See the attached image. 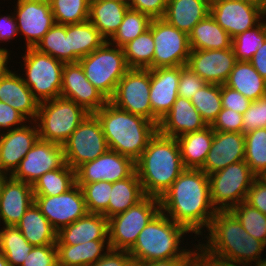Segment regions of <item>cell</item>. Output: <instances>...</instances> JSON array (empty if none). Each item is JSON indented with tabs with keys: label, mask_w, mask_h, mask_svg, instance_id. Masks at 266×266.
<instances>
[{
	"label": "cell",
	"mask_w": 266,
	"mask_h": 266,
	"mask_svg": "<svg viewBox=\"0 0 266 266\" xmlns=\"http://www.w3.org/2000/svg\"><path fill=\"white\" fill-rule=\"evenodd\" d=\"M152 19L140 11L128 8L122 23L115 34L108 40L112 45L123 47L128 42L149 29Z\"/></svg>",
	"instance_id": "60d3db41"
},
{
	"label": "cell",
	"mask_w": 266,
	"mask_h": 266,
	"mask_svg": "<svg viewBox=\"0 0 266 266\" xmlns=\"http://www.w3.org/2000/svg\"><path fill=\"white\" fill-rule=\"evenodd\" d=\"M211 0H168L163 19L189 35L210 14Z\"/></svg>",
	"instance_id": "83f0119b"
},
{
	"label": "cell",
	"mask_w": 266,
	"mask_h": 266,
	"mask_svg": "<svg viewBox=\"0 0 266 266\" xmlns=\"http://www.w3.org/2000/svg\"><path fill=\"white\" fill-rule=\"evenodd\" d=\"M56 245L34 246L21 266H56Z\"/></svg>",
	"instance_id": "f907efd6"
},
{
	"label": "cell",
	"mask_w": 266,
	"mask_h": 266,
	"mask_svg": "<svg viewBox=\"0 0 266 266\" xmlns=\"http://www.w3.org/2000/svg\"><path fill=\"white\" fill-rule=\"evenodd\" d=\"M245 202L266 215V179L256 177L247 192Z\"/></svg>",
	"instance_id": "11a10c76"
},
{
	"label": "cell",
	"mask_w": 266,
	"mask_h": 266,
	"mask_svg": "<svg viewBox=\"0 0 266 266\" xmlns=\"http://www.w3.org/2000/svg\"><path fill=\"white\" fill-rule=\"evenodd\" d=\"M245 162L256 177L266 175V128H258L244 134Z\"/></svg>",
	"instance_id": "ab89813d"
},
{
	"label": "cell",
	"mask_w": 266,
	"mask_h": 266,
	"mask_svg": "<svg viewBox=\"0 0 266 266\" xmlns=\"http://www.w3.org/2000/svg\"><path fill=\"white\" fill-rule=\"evenodd\" d=\"M64 164L65 158L61 144L38 139L11 176L33 185L46 172L59 169Z\"/></svg>",
	"instance_id": "e0dca14e"
},
{
	"label": "cell",
	"mask_w": 266,
	"mask_h": 266,
	"mask_svg": "<svg viewBox=\"0 0 266 266\" xmlns=\"http://www.w3.org/2000/svg\"><path fill=\"white\" fill-rule=\"evenodd\" d=\"M210 126L214 131L243 133V114L222 108Z\"/></svg>",
	"instance_id": "681fc988"
},
{
	"label": "cell",
	"mask_w": 266,
	"mask_h": 266,
	"mask_svg": "<svg viewBox=\"0 0 266 266\" xmlns=\"http://www.w3.org/2000/svg\"><path fill=\"white\" fill-rule=\"evenodd\" d=\"M60 97L74 101L90 114L96 113L108 102L86 78L79 62L65 63Z\"/></svg>",
	"instance_id": "d6986e66"
},
{
	"label": "cell",
	"mask_w": 266,
	"mask_h": 266,
	"mask_svg": "<svg viewBox=\"0 0 266 266\" xmlns=\"http://www.w3.org/2000/svg\"><path fill=\"white\" fill-rule=\"evenodd\" d=\"M38 139L35 121L0 133V172L5 176H11Z\"/></svg>",
	"instance_id": "44dd1931"
},
{
	"label": "cell",
	"mask_w": 266,
	"mask_h": 266,
	"mask_svg": "<svg viewBox=\"0 0 266 266\" xmlns=\"http://www.w3.org/2000/svg\"><path fill=\"white\" fill-rule=\"evenodd\" d=\"M112 1H119V2H124V3H129V0H112Z\"/></svg>",
	"instance_id": "89a4df30"
},
{
	"label": "cell",
	"mask_w": 266,
	"mask_h": 266,
	"mask_svg": "<svg viewBox=\"0 0 266 266\" xmlns=\"http://www.w3.org/2000/svg\"><path fill=\"white\" fill-rule=\"evenodd\" d=\"M136 171L135 161L108 149L95 160L83 163L76 169V184L107 181L116 182L130 177Z\"/></svg>",
	"instance_id": "2e32d148"
},
{
	"label": "cell",
	"mask_w": 266,
	"mask_h": 266,
	"mask_svg": "<svg viewBox=\"0 0 266 266\" xmlns=\"http://www.w3.org/2000/svg\"><path fill=\"white\" fill-rule=\"evenodd\" d=\"M33 203L31 184L4 176L0 184V226H16Z\"/></svg>",
	"instance_id": "603a6c76"
},
{
	"label": "cell",
	"mask_w": 266,
	"mask_h": 266,
	"mask_svg": "<svg viewBox=\"0 0 266 266\" xmlns=\"http://www.w3.org/2000/svg\"><path fill=\"white\" fill-rule=\"evenodd\" d=\"M206 122L190 99L178 96L170 111L159 121L158 132L177 138L184 134L204 129Z\"/></svg>",
	"instance_id": "d4e9b609"
},
{
	"label": "cell",
	"mask_w": 266,
	"mask_h": 266,
	"mask_svg": "<svg viewBox=\"0 0 266 266\" xmlns=\"http://www.w3.org/2000/svg\"><path fill=\"white\" fill-rule=\"evenodd\" d=\"M212 205L216 210H230L245 201L256 176L245 160L208 175Z\"/></svg>",
	"instance_id": "30bf717a"
},
{
	"label": "cell",
	"mask_w": 266,
	"mask_h": 266,
	"mask_svg": "<svg viewBox=\"0 0 266 266\" xmlns=\"http://www.w3.org/2000/svg\"><path fill=\"white\" fill-rule=\"evenodd\" d=\"M150 69H129L108 100L115 107L152 121Z\"/></svg>",
	"instance_id": "4fadbf2b"
},
{
	"label": "cell",
	"mask_w": 266,
	"mask_h": 266,
	"mask_svg": "<svg viewBox=\"0 0 266 266\" xmlns=\"http://www.w3.org/2000/svg\"><path fill=\"white\" fill-rule=\"evenodd\" d=\"M159 201L161 211L194 233L195 241L206 233L217 211L212 205L208 175L201 169H184Z\"/></svg>",
	"instance_id": "6da1fadb"
},
{
	"label": "cell",
	"mask_w": 266,
	"mask_h": 266,
	"mask_svg": "<svg viewBox=\"0 0 266 266\" xmlns=\"http://www.w3.org/2000/svg\"><path fill=\"white\" fill-rule=\"evenodd\" d=\"M179 80L180 66L150 69L152 122L157 126L178 98Z\"/></svg>",
	"instance_id": "7402d4cb"
},
{
	"label": "cell",
	"mask_w": 266,
	"mask_h": 266,
	"mask_svg": "<svg viewBox=\"0 0 266 266\" xmlns=\"http://www.w3.org/2000/svg\"><path fill=\"white\" fill-rule=\"evenodd\" d=\"M149 29L154 39L153 69L185 66L191 47L189 35L169 24L165 19H152Z\"/></svg>",
	"instance_id": "7c38bea8"
},
{
	"label": "cell",
	"mask_w": 266,
	"mask_h": 266,
	"mask_svg": "<svg viewBox=\"0 0 266 266\" xmlns=\"http://www.w3.org/2000/svg\"><path fill=\"white\" fill-rule=\"evenodd\" d=\"M262 5L241 1L211 0L210 15L233 39L261 22Z\"/></svg>",
	"instance_id": "ac0fdd59"
},
{
	"label": "cell",
	"mask_w": 266,
	"mask_h": 266,
	"mask_svg": "<svg viewBox=\"0 0 266 266\" xmlns=\"http://www.w3.org/2000/svg\"><path fill=\"white\" fill-rule=\"evenodd\" d=\"M4 176H5V175H3V174L0 172V184H1V182H2V180H3V178H4Z\"/></svg>",
	"instance_id": "2644e50d"
},
{
	"label": "cell",
	"mask_w": 266,
	"mask_h": 266,
	"mask_svg": "<svg viewBox=\"0 0 266 266\" xmlns=\"http://www.w3.org/2000/svg\"><path fill=\"white\" fill-rule=\"evenodd\" d=\"M129 5L112 0H91L88 20L108 41L122 23Z\"/></svg>",
	"instance_id": "f546056e"
},
{
	"label": "cell",
	"mask_w": 266,
	"mask_h": 266,
	"mask_svg": "<svg viewBox=\"0 0 266 266\" xmlns=\"http://www.w3.org/2000/svg\"><path fill=\"white\" fill-rule=\"evenodd\" d=\"M91 0H49L56 24H78L88 20Z\"/></svg>",
	"instance_id": "7bdbcfd3"
},
{
	"label": "cell",
	"mask_w": 266,
	"mask_h": 266,
	"mask_svg": "<svg viewBox=\"0 0 266 266\" xmlns=\"http://www.w3.org/2000/svg\"><path fill=\"white\" fill-rule=\"evenodd\" d=\"M17 36L18 26L13 12H10L9 14L5 13V15H0V43L11 42L10 40H14ZM0 49L5 50L9 55H11L10 53H12L6 47H0Z\"/></svg>",
	"instance_id": "680465c9"
},
{
	"label": "cell",
	"mask_w": 266,
	"mask_h": 266,
	"mask_svg": "<svg viewBox=\"0 0 266 266\" xmlns=\"http://www.w3.org/2000/svg\"><path fill=\"white\" fill-rule=\"evenodd\" d=\"M86 78L107 100L116 90L118 82L130 69L126 63L122 47L106 41L92 53L79 59Z\"/></svg>",
	"instance_id": "ba28073f"
},
{
	"label": "cell",
	"mask_w": 266,
	"mask_h": 266,
	"mask_svg": "<svg viewBox=\"0 0 266 266\" xmlns=\"http://www.w3.org/2000/svg\"><path fill=\"white\" fill-rule=\"evenodd\" d=\"M16 227L33 246L56 245L57 231L33 203Z\"/></svg>",
	"instance_id": "d6a6232c"
},
{
	"label": "cell",
	"mask_w": 266,
	"mask_h": 266,
	"mask_svg": "<svg viewBox=\"0 0 266 266\" xmlns=\"http://www.w3.org/2000/svg\"><path fill=\"white\" fill-rule=\"evenodd\" d=\"M94 115L101 124L108 148L134 161L158 131L154 122L121 110L109 101Z\"/></svg>",
	"instance_id": "5b68a950"
},
{
	"label": "cell",
	"mask_w": 266,
	"mask_h": 266,
	"mask_svg": "<svg viewBox=\"0 0 266 266\" xmlns=\"http://www.w3.org/2000/svg\"><path fill=\"white\" fill-rule=\"evenodd\" d=\"M225 85L251 101L258 100L266 94V80L249 61H237Z\"/></svg>",
	"instance_id": "e575fe53"
},
{
	"label": "cell",
	"mask_w": 266,
	"mask_h": 266,
	"mask_svg": "<svg viewBox=\"0 0 266 266\" xmlns=\"http://www.w3.org/2000/svg\"><path fill=\"white\" fill-rule=\"evenodd\" d=\"M189 233L193 236L186 227L175 223L160 210L139 233L134 246L128 252L134 263L191 258L199 245L192 243L187 249L181 246L185 244L183 241Z\"/></svg>",
	"instance_id": "277c9868"
},
{
	"label": "cell",
	"mask_w": 266,
	"mask_h": 266,
	"mask_svg": "<svg viewBox=\"0 0 266 266\" xmlns=\"http://www.w3.org/2000/svg\"><path fill=\"white\" fill-rule=\"evenodd\" d=\"M189 44L191 50L229 49L232 38L209 14L193 27Z\"/></svg>",
	"instance_id": "836d02e7"
},
{
	"label": "cell",
	"mask_w": 266,
	"mask_h": 266,
	"mask_svg": "<svg viewBox=\"0 0 266 266\" xmlns=\"http://www.w3.org/2000/svg\"><path fill=\"white\" fill-rule=\"evenodd\" d=\"M111 189L112 183L107 181H98L81 186L88 213L103 214L107 210Z\"/></svg>",
	"instance_id": "7dc6e473"
},
{
	"label": "cell",
	"mask_w": 266,
	"mask_h": 266,
	"mask_svg": "<svg viewBox=\"0 0 266 266\" xmlns=\"http://www.w3.org/2000/svg\"><path fill=\"white\" fill-rule=\"evenodd\" d=\"M62 147L65 163L74 170L109 149L101 124L94 114H89L80 123Z\"/></svg>",
	"instance_id": "8fae6325"
},
{
	"label": "cell",
	"mask_w": 266,
	"mask_h": 266,
	"mask_svg": "<svg viewBox=\"0 0 266 266\" xmlns=\"http://www.w3.org/2000/svg\"><path fill=\"white\" fill-rule=\"evenodd\" d=\"M254 266H266V258H261Z\"/></svg>",
	"instance_id": "a7ac6f4b"
},
{
	"label": "cell",
	"mask_w": 266,
	"mask_h": 266,
	"mask_svg": "<svg viewBox=\"0 0 266 266\" xmlns=\"http://www.w3.org/2000/svg\"><path fill=\"white\" fill-rule=\"evenodd\" d=\"M76 184V170L68 164L46 172L32 185L34 196H57L67 192Z\"/></svg>",
	"instance_id": "8d00e7d4"
},
{
	"label": "cell",
	"mask_w": 266,
	"mask_h": 266,
	"mask_svg": "<svg viewBox=\"0 0 266 266\" xmlns=\"http://www.w3.org/2000/svg\"><path fill=\"white\" fill-rule=\"evenodd\" d=\"M261 22L263 23L265 31H266V2L262 5Z\"/></svg>",
	"instance_id": "e7e4bbea"
},
{
	"label": "cell",
	"mask_w": 266,
	"mask_h": 266,
	"mask_svg": "<svg viewBox=\"0 0 266 266\" xmlns=\"http://www.w3.org/2000/svg\"><path fill=\"white\" fill-rule=\"evenodd\" d=\"M89 114L74 101L63 97L40 102L35 119L39 139L63 145Z\"/></svg>",
	"instance_id": "8992f818"
},
{
	"label": "cell",
	"mask_w": 266,
	"mask_h": 266,
	"mask_svg": "<svg viewBox=\"0 0 266 266\" xmlns=\"http://www.w3.org/2000/svg\"><path fill=\"white\" fill-rule=\"evenodd\" d=\"M265 40L266 31L262 22L235 36L232 47L237 61H250Z\"/></svg>",
	"instance_id": "bcb514c9"
},
{
	"label": "cell",
	"mask_w": 266,
	"mask_h": 266,
	"mask_svg": "<svg viewBox=\"0 0 266 266\" xmlns=\"http://www.w3.org/2000/svg\"><path fill=\"white\" fill-rule=\"evenodd\" d=\"M13 14L25 47H36L55 24L49 0H17Z\"/></svg>",
	"instance_id": "5bb4252c"
},
{
	"label": "cell",
	"mask_w": 266,
	"mask_h": 266,
	"mask_svg": "<svg viewBox=\"0 0 266 266\" xmlns=\"http://www.w3.org/2000/svg\"><path fill=\"white\" fill-rule=\"evenodd\" d=\"M258 128H266V94L252 101L243 114V134Z\"/></svg>",
	"instance_id": "c3c4849f"
},
{
	"label": "cell",
	"mask_w": 266,
	"mask_h": 266,
	"mask_svg": "<svg viewBox=\"0 0 266 266\" xmlns=\"http://www.w3.org/2000/svg\"><path fill=\"white\" fill-rule=\"evenodd\" d=\"M255 70L266 80V40L249 61Z\"/></svg>",
	"instance_id": "94428289"
},
{
	"label": "cell",
	"mask_w": 266,
	"mask_h": 266,
	"mask_svg": "<svg viewBox=\"0 0 266 266\" xmlns=\"http://www.w3.org/2000/svg\"><path fill=\"white\" fill-rule=\"evenodd\" d=\"M35 48L63 63H71V51H68V25L55 23Z\"/></svg>",
	"instance_id": "b9f144b4"
},
{
	"label": "cell",
	"mask_w": 266,
	"mask_h": 266,
	"mask_svg": "<svg viewBox=\"0 0 266 266\" xmlns=\"http://www.w3.org/2000/svg\"><path fill=\"white\" fill-rule=\"evenodd\" d=\"M0 266H10L1 251H0Z\"/></svg>",
	"instance_id": "003e7915"
},
{
	"label": "cell",
	"mask_w": 266,
	"mask_h": 266,
	"mask_svg": "<svg viewBox=\"0 0 266 266\" xmlns=\"http://www.w3.org/2000/svg\"><path fill=\"white\" fill-rule=\"evenodd\" d=\"M27 122L29 120L22 113L0 101V133L22 127Z\"/></svg>",
	"instance_id": "db71d44e"
},
{
	"label": "cell",
	"mask_w": 266,
	"mask_h": 266,
	"mask_svg": "<svg viewBox=\"0 0 266 266\" xmlns=\"http://www.w3.org/2000/svg\"><path fill=\"white\" fill-rule=\"evenodd\" d=\"M252 101L246 98L238 91L226 86L221 85V104L222 108H228L238 113L244 114L249 108Z\"/></svg>",
	"instance_id": "f5cc1de1"
},
{
	"label": "cell",
	"mask_w": 266,
	"mask_h": 266,
	"mask_svg": "<svg viewBox=\"0 0 266 266\" xmlns=\"http://www.w3.org/2000/svg\"><path fill=\"white\" fill-rule=\"evenodd\" d=\"M159 198L146 196L125 212L108 219V242L110 249L129 251L139 233L160 211Z\"/></svg>",
	"instance_id": "9c48e42d"
},
{
	"label": "cell",
	"mask_w": 266,
	"mask_h": 266,
	"mask_svg": "<svg viewBox=\"0 0 266 266\" xmlns=\"http://www.w3.org/2000/svg\"><path fill=\"white\" fill-rule=\"evenodd\" d=\"M21 56L23 64L20 66L25 72L21 76L34 97L39 102L60 97L65 63L35 47L25 48L24 55Z\"/></svg>",
	"instance_id": "52a82bcc"
},
{
	"label": "cell",
	"mask_w": 266,
	"mask_h": 266,
	"mask_svg": "<svg viewBox=\"0 0 266 266\" xmlns=\"http://www.w3.org/2000/svg\"><path fill=\"white\" fill-rule=\"evenodd\" d=\"M189 266H235L224 260L215 258L197 247L190 258Z\"/></svg>",
	"instance_id": "91938a15"
},
{
	"label": "cell",
	"mask_w": 266,
	"mask_h": 266,
	"mask_svg": "<svg viewBox=\"0 0 266 266\" xmlns=\"http://www.w3.org/2000/svg\"><path fill=\"white\" fill-rule=\"evenodd\" d=\"M237 62L233 47L229 49L191 50L186 66L206 83L222 85Z\"/></svg>",
	"instance_id": "ffe728a7"
},
{
	"label": "cell",
	"mask_w": 266,
	"mask_h": 266,
	"mask_svg": "<svg viewBox=\"0 0 266 266\" xmlns=\"http://www.w3.org/2000/svg\"><path fill=\"white\" fill-rule=\"evenodd\" d=\"M168 0H129V8L148 15L151 19L163 18Z\"/></svg>",
	"instance_id": "9f6ffc18"
},
{
	"label": "cell",
	"mask_w": 266,
	"mask_h": 266,
	"mask_svg": "<svg viewBox=\"0 0 266 266\" xmlns=\"http://www.w3.org/2000/svg\"><path fill=\"white\" fill-rule=\"evenodd\" d=\"M0 101L8 103L29 121H35L40 102L18 71L10 70L9 67L0 75Z\"/></svg>",
	"instance_id": "484cf974"
},
{
	"label": "cell",
	"mask_w": 266,
	"mask_h": 266,
	"mask_svg": "<svg viewBox=\"0 0 266 266\" xmlns=\"http://www.w3.org/2000/svg\"><path fill=\"white\" fill-rule=\"evenodd\" d=\"M56 247L58 264L62 266H90L110 249L108 240H93L77 245L56 244Z\"/></svg>",
	"instance_id": "4dcf8cb0"
},
{
	"label": "cell",
	"mask_w": 266,
	"mask_h": 266,
	"mask_svg": "<svg viewBox=\"0 0 266 266\" xmlns=\"http://www.w3.org/2000/svg\"><path fill=\"white\" fill-rule=\"evenodd\" d=\"M230 1L248 2L257 5H263L266 2V0H230Z\"/></svg>",
	"instance_id": "03108f58"
},
{
	"label": "cell",
	"mask_w": 266,
	"mask_h": 266,
	"mask_svg": "<svg viewBox=\"0 0 266 266\" xmlns=\"http://www.w3.org/2000/svg\"><path fill=\"white\" fill-rule=\"evenodd\" d=\"M11 60L10 55L3 49H0V75L11 65L8 63ZM9 65V66H8Z\"/></svg>",
	"instance_id": "be15d7a7"
},
{
	"label": "cell",
	"mask_w": 266,
	"mask_h": 266,
	"mask_svg": "<svg viewBox=\"0 0 266 266\" xmlns=\"http://www.w3.org/2000/svg\"><path fill=\"white\" fill-rule=\"evenodd\" d=\"M207 83L189 67L180 66V80L178 85V96L191 99L194 94L202 89Z\"/></svg>",
	"instance_id": "816d5d0a"
},
{
	"label": "cell",
	"mask_w": 266,
	"mask_h": 266,
	"mask_svg": "<svg viewBox=\"0 0 266 266\" xmlns=\"http://www.w3.org/2000/svg\"><path fill=\"white\" fill-rule=\"evenodd\" d=\"M135 168L145 195L160 198L185 169L177 139L157 131Z\"/></svg>",
	"instance_id": "3957f363"
},
{
	"label": "cell",
	"mask_w": 266,
	"mask_h": 266,
	"mask_svg": "<svg viewBox=\"0 0 266 266\" xmlns=\"http://www.w3.org/2000/svg\"><path fill=\"white\" fill-rule=\"evenodd\" d=\"M230 211L236 216L248 234L266 245V215L245 201L234 206Z\"/></svg>",
	"instance_id": "f6af8a7d"
},
{
	"label": "cell",
	"mask_w": 266,
	"mask_h": 266,
	"mask_svg": "<svg viewBox=\"0 0 266 266\" xmlns=\"http://www.w3.org/2000/svg\"><path fill=\"white\" fill-rule=\"evenodd\" d=\"M93 240H108V219L103 214L87 213L61 228L56 244L77 245Z\"/></svg>",
	"instance_id": "4316f807"
},
{
	"label": "cell",
	"mask_w": 266,
	"mask_h": 266,
	"mask_svg": "<svg viewBox=\"0 0 266 266\" xmlns=\"http://www.w3.org/2000/svg\"><path fill=\"white\" fill-rule=\"evenodd\" d=\"M207 125H211L222 109L221 85L206 84L190 99Z\"/></svg>",
	"instance_id": "ee69618b"
},
{
	"label": "cell",
	"mask_w": 266,
	"mask_h": 266,
	"mask_svg": "<svg viewBox=\"0 0 266 266\" xmlns=\"http://www.w3.org/2000/svg\"><path fill=\"white\" fill-rule=\"evenodd\" d=\"M34 203L57 232L88 213L81 187L77 184L57 196H34Z\"/></svg>",
	"instance_id": "9a60e30c"
},
{
	"label": "cell",
	"mask_w": 266,
	"mask_h": 266,
	"mask_svg": "<svg viewBox=\"0 0 266 266\" xmlns=\"http://www.w3.org/2000/svg\"><path fill=\"white\" fill-rule=\"evenodd\" d=\"M190 258H172L151 263H134V266H189Z\"/></svg>",
	"instance_id": "6125c7cd"
},
{
	"label": "cell",
	"mask_w": 266,
	"mask_h": 266,
	"mask_svg": "<svg viewBox=\"0 0 266 266\" xmlns=\"http://www.w3.org/2000/svg\"><path fill=\"white\" fill-rule=\"evenodd\" d=\"M244 157L245 137L243 133L214 131L211 148L201 170L210 175L232 163L243 161Z\"/></svg>",
	"instance_id": "cb8c5ba5"
},
{
	"label": "cell",
	"mask_w": 266,
	"mask_h": 266,
	"mask_svg": "<svg viewBox=\"0 0 266 266\" xmlns=\"http://www.w3.org/2000/svg\"><path fill=\"white\" fill-rule=\"evenodd\" d=\"M125 60L130 69H153L154 39L150 29L123 47Z\"/></svg>",
	"instance_id": "f35d334b"
},
{
	"label": "cell",
	"mask_w": 266,
	"mask_h": 266,
	"mask_svg": "<svg viewBox=\"0 0 266 266\" xmlns=\"http://www.w3.org/2000/svg\"><path fill=\"white\" fill-rule=\"evenodd\" d=\"M206 232L198 245L215 258L235 266H254L263 258L266 245L248 234L230 210H217Z\"/></svg>",
	"instance_id": "7a4b0ae2"
},
{
	"label": "cell",
	"mask_w": 266,
	"mask_h": 266,
	"mask_svg": "<svg viewBox=\"0 0 266 266\" xmlns=\"http://www.w3.org/2000/svg\"><path fill=\"white\" fill-rule=\"evenodd\" d=\"M146 197L136 171L126 179L112 183L107 210L103 215L109 219L125 212Z\"/></svg>",
	"instance_id": "1f68e13d"
},
{
	"label": "cell",
	"mask_w": 266,
	"mask_h": 266,
	"mask_svg": "<svg viewBox=\"0 0 266 266\" xmlns=\"http://www.w3.org/2000/svg\"><path fill=\"white\" fill-rule=\"evenodd\" d=\"M90 266H134V262L128 251L109 249L103 257Z\"/></svg>",
	"instance_id": "6f0895ef"
},
{
	"label": "cell",
	"mask_w": 266,
	"mask_h": 266,
	"mask_svg": "<svg viewBox=\"0 0 266 266\" xmlns=\"http://www.w3.org/2000/svg\"><path fill=\"white\" fill-rule=\"evenodd\" d=\"M33 247L16 226L0 228V251L10 266H21Z\"/></svg>",
	"instance_id": "74e56055"
},
{
	"label": "cell",
	"mask_w": 266,
	"mask_h": 266,
	"mask_svg": "<svg viewBox=\"0 0 266 266\" xmlns=\"http://www.w3.org/2000/svg\"><path fill=\"white\" fill-rule=\"evenodd\" d=\"M105 42L106 39L89 20L68 25V51H71V63L78 62Z\"/></svg>",
	"instance_id": "d590c367"
},
{
	"label": "cell",
	"mask_w": 266,
	"mask_h": 266,
	"mask_svg": "<svg viewBox=\"0 0 266 266\" xmlns=\"http://www.w3.org/2000/svg\"><path fill=\"white\" fill-rule=\"evenodd\" d=\"M214 130L210 125L204 129L177 137L181 160L185 169H201L211 148Z\"/></svg>",
	"instance_id": "f1b7e54d"
}]
</instances>
